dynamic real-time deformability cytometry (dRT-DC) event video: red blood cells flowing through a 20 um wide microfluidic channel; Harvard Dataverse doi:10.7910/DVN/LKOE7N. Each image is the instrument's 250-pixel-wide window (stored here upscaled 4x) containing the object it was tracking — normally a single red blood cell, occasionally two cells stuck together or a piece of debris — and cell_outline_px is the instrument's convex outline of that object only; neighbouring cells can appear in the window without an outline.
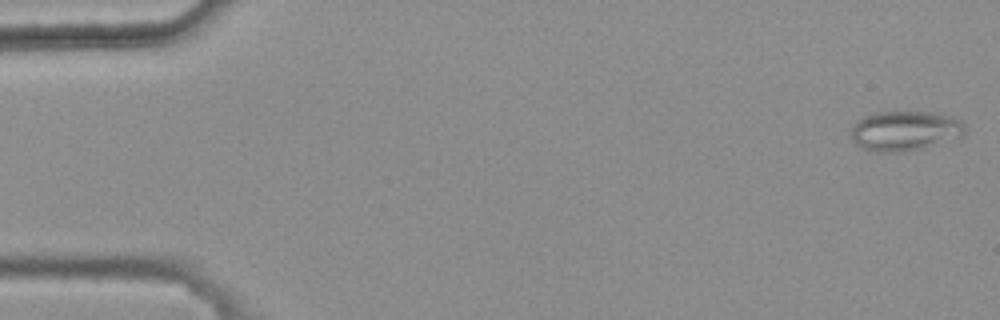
{"species": "common noctule bat (a hibernating species)", "species_latin": "Nyctalus noctula", "temperature_condition": "warm", "stored_images_in_passage": 4, "camera_frame_rate_fps": 3000, "um_per_image_px": 0.085, "animal": {"sex": "female", "body_mass_g": 25.1}, "frame": {"image": 1, "passage_image": 1, "time_ms": 0.0, "image_size_px": [1000, 320], "cell_outline_px": [[968, 128], [964, 136], [920, 148], [904, 152], [876, 152], [864, 148], [856, 144], [852, 140], [852, 124], [864, 116], [876, 112], [932, 112], [956, 116]], "centroid_in_image_um": [76.96, 11.1], "position_along_channel_um": 8.0, "area_um2": 26.65}}